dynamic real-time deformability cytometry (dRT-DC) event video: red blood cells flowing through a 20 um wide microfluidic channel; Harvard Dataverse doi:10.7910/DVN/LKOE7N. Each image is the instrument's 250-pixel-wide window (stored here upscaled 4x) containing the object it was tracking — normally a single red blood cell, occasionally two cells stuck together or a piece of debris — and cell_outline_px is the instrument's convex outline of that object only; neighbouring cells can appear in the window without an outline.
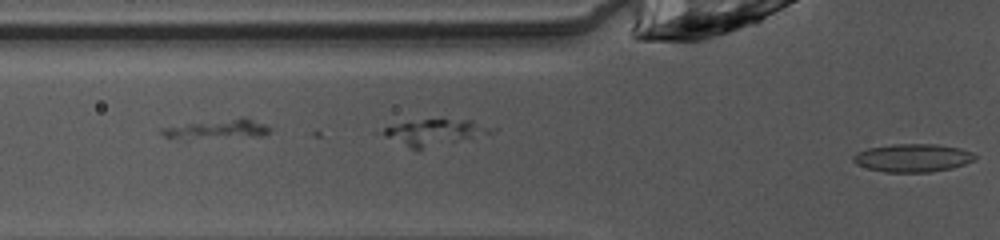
{"species": "common noctule bat (a hibernating species)", "species_latin": "Nyctalus noctula", "temperature_condition": "warm", "stored_images_in_passage": 10, "segment_of_instrument_passage": [2, 2], "camera_frame_rate_fps": 3000, "um_per_image_px": 0.085, "animal": {"sex": "female", "body_mass_g": 10.0, "forearm_length_mm": 53.1}, "frame": {"image": 1, "passage_image": 10, "time_ms": 3.0, "image_size_px": [1000, 240], "cell_outline_px": [[976, 156], [972, 160], [964, 164], [952, 168], [928, 172], [884, 172], [868, 168], [856, 164], [852, 160], [852, 156], [856, 152], [868, 148], [892, 144], [936, 144], [960, 148], [972, 152]], "centroid_in_image_um": [77.54, 13.41], "position_along_channel_um": 48.3, "area_um2": 19.88}}